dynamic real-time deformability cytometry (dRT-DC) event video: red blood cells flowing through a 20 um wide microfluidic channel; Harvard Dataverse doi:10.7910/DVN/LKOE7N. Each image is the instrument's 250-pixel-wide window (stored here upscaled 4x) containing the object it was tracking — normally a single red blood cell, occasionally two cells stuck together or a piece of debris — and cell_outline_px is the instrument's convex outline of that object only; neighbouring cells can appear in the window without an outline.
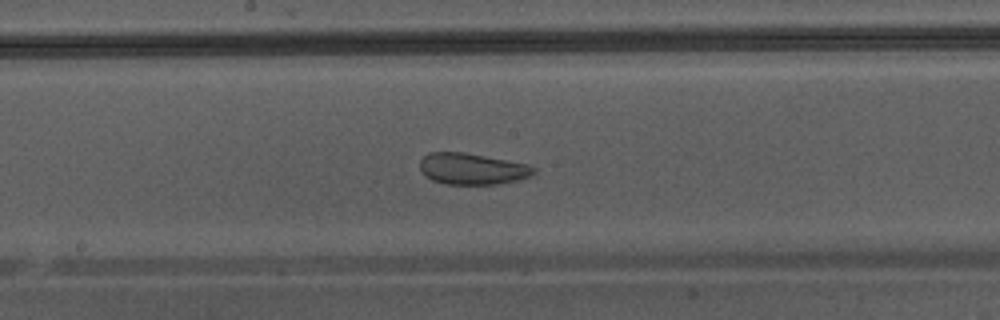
{"species": "Egyptian fruit bat (a non-hibernating species)", "species_latin": "Rousettus aegyptiacus", "temperature_condition": "warm", "stored_images_in_passage": 40, "camera_frame_rate_fps": 3000, "um_per_image_px": 0.085, "animal": {"sex": "male"}, "frame": {"image": 1, "passage_image": 18, "time_ms": 5.667, "image_size_px": [1000, 320], "cell_outline_px": [[536, 172], [520, 180], [500, 184], [444, 184], [432, 180], [424, 176], [420, 168], [420, 160], [428, 152], [464, 152], [528, 164], [536, 168]], "centroid_in_image_um": [40.13, 14.35], "position_along_channel_um": 208.1, "area_um2": 20.92}}